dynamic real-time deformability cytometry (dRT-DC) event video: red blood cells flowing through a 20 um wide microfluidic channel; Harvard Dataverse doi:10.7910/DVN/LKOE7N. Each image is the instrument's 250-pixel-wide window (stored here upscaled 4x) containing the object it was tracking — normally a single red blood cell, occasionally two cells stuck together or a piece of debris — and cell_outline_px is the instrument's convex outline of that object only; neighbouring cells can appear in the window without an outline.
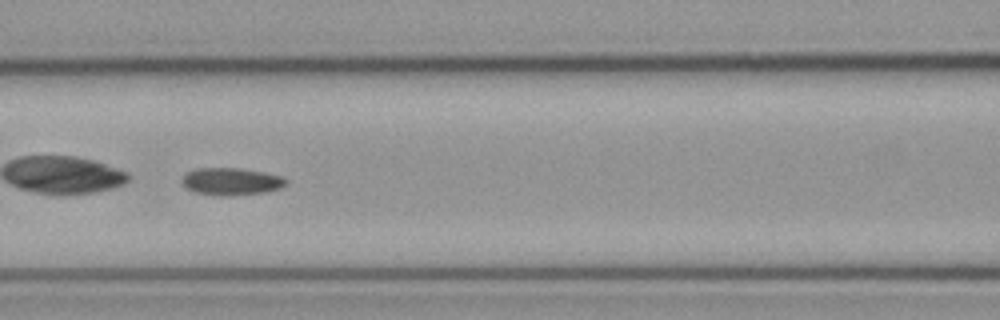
{"species": "common noctule bat (a hibernating species)", "species_latin": "Nyctalus noctula", "temperature_condition": "cold", "stored_images_in_passage": 51, "camera_frame_rate_fps": 3000, "um_per_image_px": 0.085, "animal": {"sex": "male", "body_mass_g": 23.1, "forearm_length_mm": 52.7}, "frame": {"image": 1, "passage_image": 22, "time_ms": 7.0, "image_size_px": [1000, 320], "cell_outline_px": [[288, 184], [280, 188], [268, 192], [228, 196], [196, 192], [188, 188], [180, 180], [188, 172], [196, 168], [240, 168], [264, 172], [284, 176], [288, 180]], "centroid_in_image_um": [19.74, 15.41], "position_along_channel_um": 146.9, "area_um2": 16.59}, "authors_computed_cell_mechanics": {"area_um2": 17.34, "velocity_mm_per_s": 3.804, "shape_relaxation_time_tau1_ms": null, "shape_relaxation_time_tau2_ms": 6.8057, "deformation_change_tau1": null, "deformation_change_tau2": 0.1127}}